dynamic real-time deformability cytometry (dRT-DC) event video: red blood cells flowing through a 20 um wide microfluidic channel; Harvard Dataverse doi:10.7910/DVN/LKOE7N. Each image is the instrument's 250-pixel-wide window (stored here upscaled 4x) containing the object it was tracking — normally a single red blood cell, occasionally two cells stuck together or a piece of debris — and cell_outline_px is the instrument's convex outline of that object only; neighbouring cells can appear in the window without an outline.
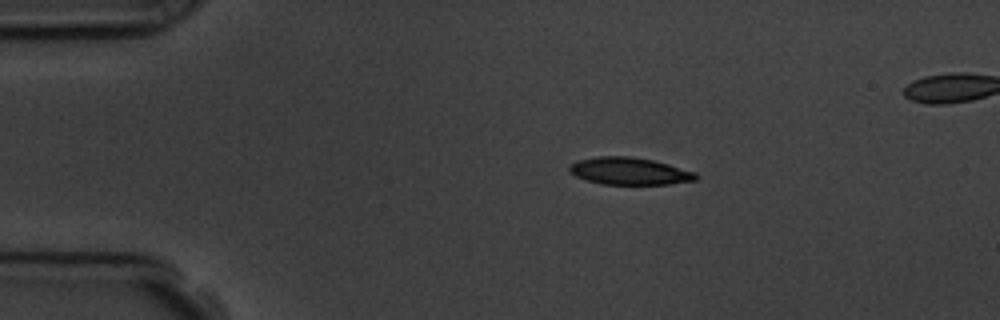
{"species": "common noctule bat (a hibernating species)", "species_latin": "Nyctalus noctula", "temperature_condition": "room temperature", "stored_images_in_passage": 4, "camera_frame_rate_fps": 3000, "um_per_image_px": 0.085, "animal": {"sex": "male", "body_mass_g": 19.5, "forearm_length_mm": 54.6}, "frame": {"image": 1, "passage_image": 2, "time_ms": 1.333, "image_size_px": [1000, 320], "cell_outline_px": [[696, 180], [668, 184], [600, 184], [576, 176], [568, 168], [576, 160], [596, 156], [632, 156], [652, 160], [668, 164], [696, 172]], "centroid_in_image_um": [53.49, 14.53], "position_along_channel_um": 31.5, "area_um2": 19.94}}